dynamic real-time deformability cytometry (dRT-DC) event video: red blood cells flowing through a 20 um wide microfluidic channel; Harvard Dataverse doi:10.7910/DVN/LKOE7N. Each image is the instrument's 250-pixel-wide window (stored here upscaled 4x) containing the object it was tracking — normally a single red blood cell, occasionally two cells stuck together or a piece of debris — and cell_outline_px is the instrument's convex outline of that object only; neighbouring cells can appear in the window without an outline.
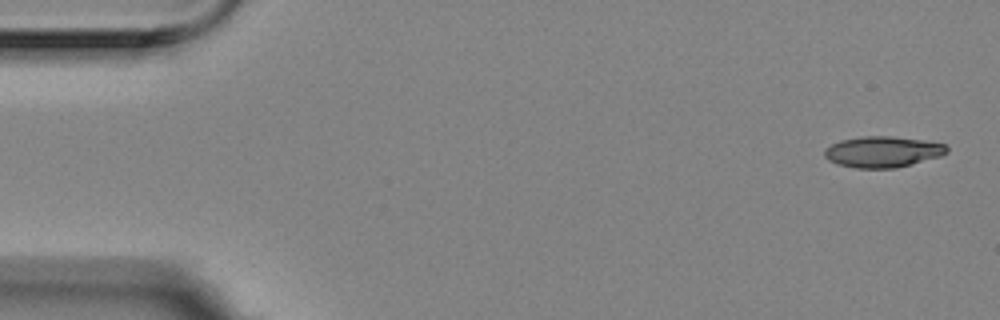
{"species": "Egyptian fruit bat (a non-hibernating species)", "species_latin": "Rousettus aegyptiacus", "temperature_condition": "room temperature", "stored_images_in_passage": 6, "camera_frame_rate_fps": 3000, "um_per_image_px": 0.085, "animal": {"sex": "female"}, "frame": {"image": 1, "passage_image": 1, "time_ms": 0.0, "image_size_px": [1000, 320], "cell_outline_px": [[948, 152], [940, 156], [912, 164], [896, 168], [856, 168], [836, 164], [828, 160], [824, 156], [824, 148], [840, 140], [864, 136], [892, 136], [924, 140], [944, 144], [948, 148]], "centroid_in_image_um": [75.0, 12.9], "position_along_channel_um": 10.0, "area_um2": 22.2}}
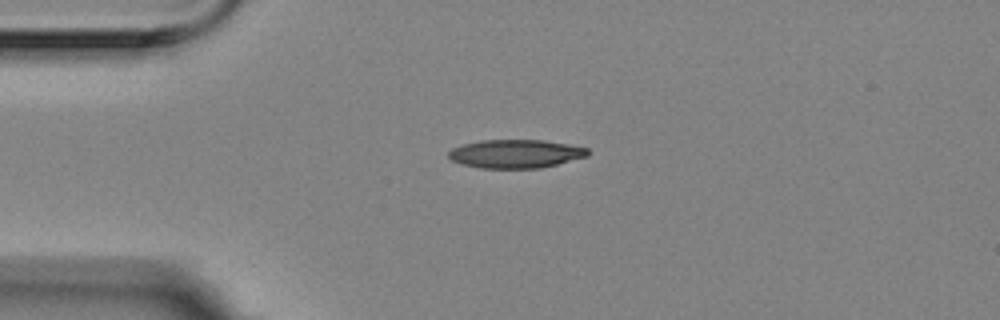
{"frame": {"image": 2, "passage_image": 4, "time_ms": 1.0, "image_size_px": [1000, 320], "cell_outline_px": [[588, 156], [540, 168], [480, 168], [460, 164], [452, 160], [448, 156], [448, 152], [452, 148], [464, 144], [480, 140], [544, 140], [568, 144], [588, 148]], "centroid_in_image_um": [43.8, 13.07], "position_along_channel_um": 41.2, "area_um2": 23.06}}